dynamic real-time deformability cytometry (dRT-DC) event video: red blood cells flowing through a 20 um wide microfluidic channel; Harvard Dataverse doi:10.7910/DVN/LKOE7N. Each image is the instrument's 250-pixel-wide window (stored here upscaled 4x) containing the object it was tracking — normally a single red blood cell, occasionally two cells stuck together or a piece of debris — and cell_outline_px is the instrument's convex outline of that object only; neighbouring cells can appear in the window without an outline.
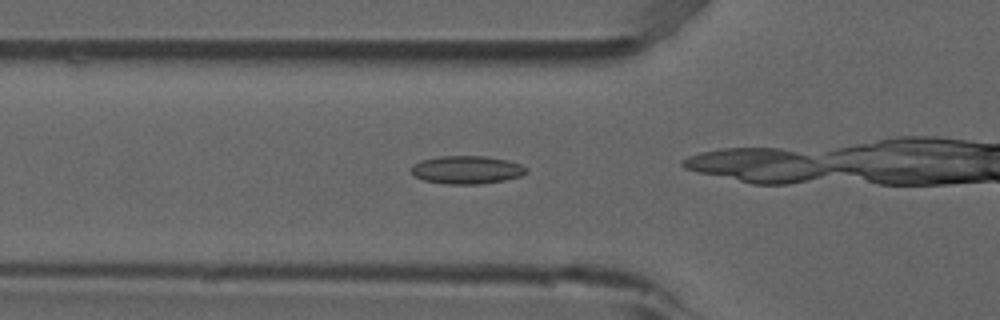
{"species": "common noctule bat (a hibernating species)", "species_latin": "Nyctalus noctula", "temperature_condition": "room temperature", "stored_images_in_passage": 33, "camera_frame_rate_fps": 3000, "um_per_image_px": 0.085, "animal": {"sex": "male", "forearm_length_mm": 52.5}, "frame": {"image": 1, "passage_image": 10, "time_ms": 3.0, "image_size_px": [1000, 320], "cell_outline_px": [[528, 172], [520, 176], [504, 180], [480, 184], [444, 184], [424, 180], [412, 176], [408, 168], [412, 164], [420, 160], [440, 156], [484, 156], [508, 160], [520, 164], [528, 168]], "centroid_in_image_um": [39.62, 14.43], "position_along_channel_um": 86.2, "area_um2": 19.13}}